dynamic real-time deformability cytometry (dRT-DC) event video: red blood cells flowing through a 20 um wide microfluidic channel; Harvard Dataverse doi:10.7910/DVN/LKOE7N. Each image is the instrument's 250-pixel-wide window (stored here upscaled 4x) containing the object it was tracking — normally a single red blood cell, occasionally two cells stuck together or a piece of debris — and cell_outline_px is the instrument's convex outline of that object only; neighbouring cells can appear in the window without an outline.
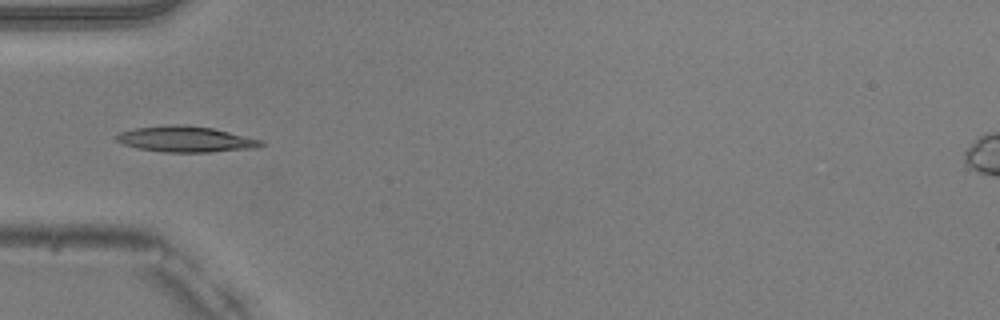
{"species": "common noctule bat (a hibernating species)", "species_latin": "Nyctalus noctula", "temperature_condition": "warm", "stored_images_in_passage": 35, "camera_frame_rate_fps": 3000, "um_per_image_px": 0.085, "animal": {"sex": "male", "body_mass_g": 20.5, "forearm_length_mm": 52.5}, "frame": {"image": 1, "passage_image": 1, "time_ms": 0.0, "image_size_px": [1000, 320], "cell_outline_px": [[264, 144], [256, 148], [208, 152], [164, 152], [136, 148], [124, 144], [116, 140], [116, 136], [120, 132], [136, 128], [172, 124], [184, 124], [212, 128], [264, 140]], "centroid_in_image_um": [15.81, 11.83], "position_along_channel_um": 69.2, "area_um2": 21.73}}
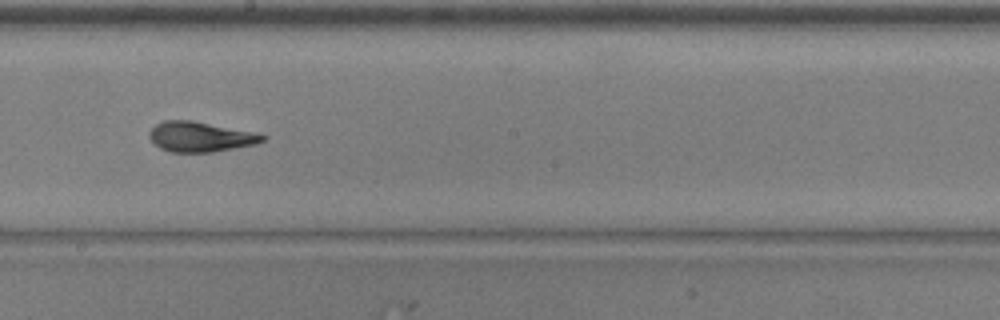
{"frame": {"image": 2, "passage_image": 13, "time_ms": 4.0, "image_size_px": [1000, 320], "cell_outline_px": [[268, 136], [264, 140], [256, 144], [212, 152], [172, 152], [160, 148], [148, 136], [148, 132], [156, 124], [164, 120], [192, 120], [256, 132]], "centroid_in_image_um": [17.04, 11.61], "position_along_channel_um": 231.2, "area_um2": 19.88}}
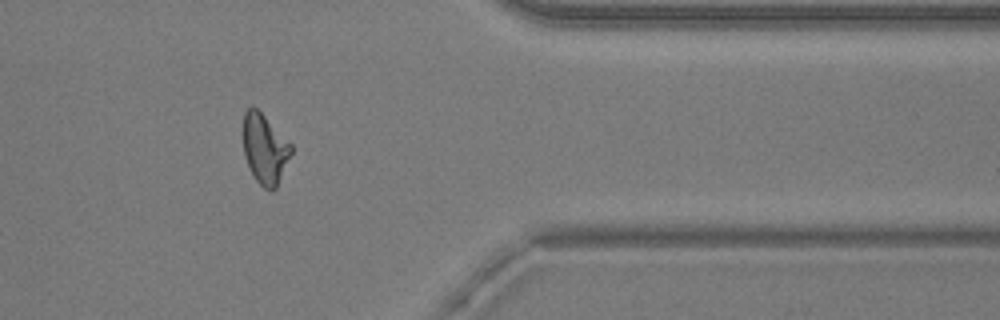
{"frame": {"image": 3, "passage_image": 26, "time_ms": 8.333, "image_size_px": [1000, 320], "cell_outline_px": [[292, 152], [276, 188], [272, 192], [264, 188], [256, 180], [248, 168], [244, 156], [244, 112], [252, 104], [292, 144]], "centroid_in_image_um": [22.5, 12.68], "position_along_channel_um": 388.9, "area_um2": 19.42}, "authors_computed_cell_mechanics": {"area_um2": 19.7676, "velocity_mm_per_s": 4.024, "shape_relaxation_time_tau1_ms": 4.4007, "shape_relaxation_time_tau2_ms": 1.5209, "deformation_change_tau1": 0.1861, "deformation_change_tau2": 0.0803}}